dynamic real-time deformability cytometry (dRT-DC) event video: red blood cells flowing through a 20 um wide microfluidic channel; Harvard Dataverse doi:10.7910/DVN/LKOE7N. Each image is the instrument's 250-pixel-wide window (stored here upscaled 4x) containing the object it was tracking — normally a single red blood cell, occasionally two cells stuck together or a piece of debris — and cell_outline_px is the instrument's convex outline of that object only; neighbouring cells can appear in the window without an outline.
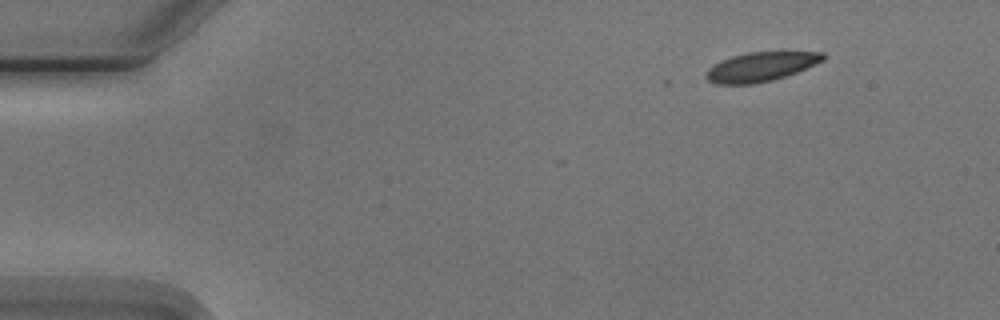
{"species": "Egyptian fruit bat (a non-hibernating species)", "species_latin": "Rousettus aegyptiacus", "temperature_condition": "cold", "stored_images_in_passage": 3, "camera_frame_rate_fps": 3000, "um_per_image_px": 0.085, "animal": {"sex": "male"}, "frame": {"image": 1, "passage_image": 1, "time_ms": 0.0, "image_size_px": [1000, 320], "cell_outline_px": [[824, 60], [796, 72], [772, 80], [752, 84], [716, 84], [708, 80], [704, 76], [708, 68], [720, 60], [732, 56], [748, 52], [824, 52]], "centroid_in_image_um": [64.62, 5.67], "position_along_channel_um": 20.4, "area_um2": 19.77}}
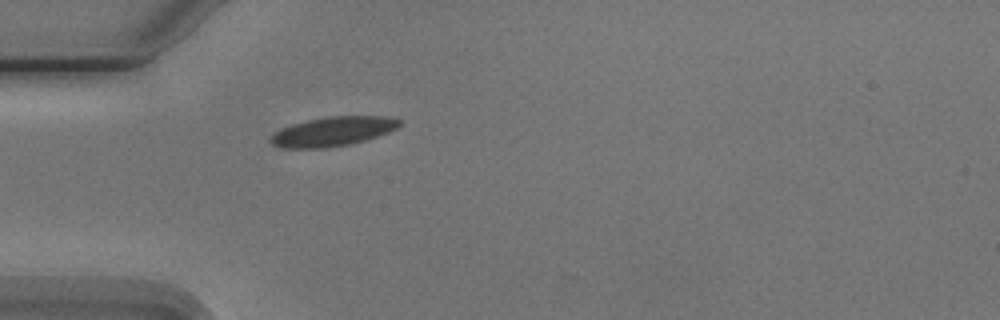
{"frame": {"image": 2, "passage_image": 3, "time_ms": 3.333, "image_size_px": [1000, 320], "cell_outline_px": [[400, 124], [396, 128], [388, 132], [364, 140], [348, 144], [324, 148], [284, 148], [272, 144], [268, 140], [276, 132], [292, 124], [308, 120], [328, 116], [388, 116], [400, 120]], "centroid_in_image_um": [28.29, 11.17], "position_along_channel_um": 56.7, "area_um2": 21.68}}